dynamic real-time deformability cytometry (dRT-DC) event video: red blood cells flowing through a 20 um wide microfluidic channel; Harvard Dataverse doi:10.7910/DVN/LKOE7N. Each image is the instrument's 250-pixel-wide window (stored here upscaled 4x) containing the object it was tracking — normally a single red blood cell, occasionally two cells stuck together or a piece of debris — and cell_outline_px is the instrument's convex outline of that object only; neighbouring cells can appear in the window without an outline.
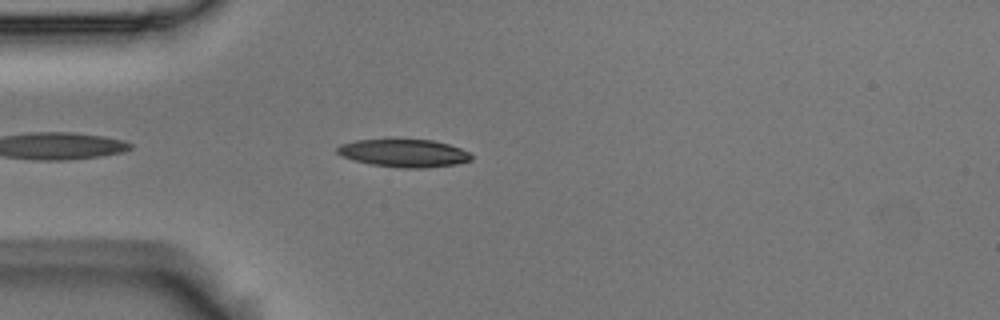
{"species": "Egyptian fruit bat (a non-hibernating species)", "species_latin": "Rousettus aegyptiacus", "temperature_condition": "room temperature", "stored_images_in_passage": 12, "camera_frame_rate_fps": 3000, "um_per_image_px": 0.085, "animal": {"sex": "male"}, "frame": {"image": 1, "passage_image": 4, "time_ms": 1.0, "image_size_px": [1000, 320], "cell_outline_px": [[472, 160], [456, 164], [424, 168], [400, 168], [372, 164], [356, 160], [344, 156], [336, 152], [336, 148], [340, 144], [356, 140], [388, 136], [432, 140], [448, 144], [460, 148], [468, 152], [472, 156]], "centroid_in_image_um": [34.3, 12.96], "position_along_channel_um": 50.7, "area_um2": 22.54}}
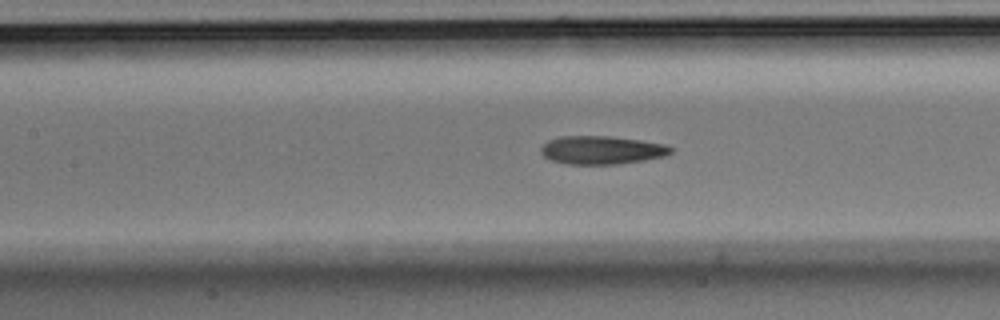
{"frame": {"image": 2, "passage_image": 10, "time_ms": 3.0, "image_size_px": [1000, 320], "cell_outline_px": [[672, 152], [664, 156], [644, 160], [620, 164], [568, 164], [552, 160], [544, 156], [540, 152], [540, 148], [548, 140], [560, 136], [608, 136], [640, 140], [664, 144], [672, 148]], "centroid_in_image_um": [51.13, 12.75], "position_along_channel_um": 156.3, "area_um2": 21.33}}